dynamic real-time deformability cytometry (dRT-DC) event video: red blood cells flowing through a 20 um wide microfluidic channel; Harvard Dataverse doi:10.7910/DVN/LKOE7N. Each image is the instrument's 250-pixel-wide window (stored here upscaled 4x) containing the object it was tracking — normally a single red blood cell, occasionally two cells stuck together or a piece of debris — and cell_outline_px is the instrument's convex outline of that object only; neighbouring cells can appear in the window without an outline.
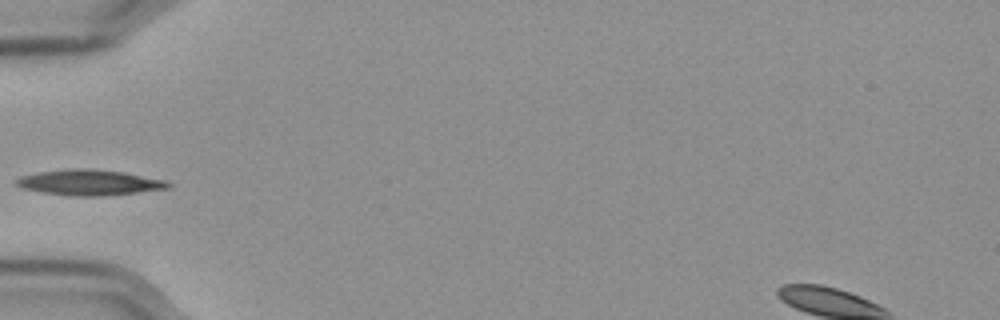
{"species": "Egyptian fruit bat (a non-hibernating species)", "species_latin": "Rousettus aegyptiacus", "temperature_condition": "cold", "stored_images_in_passage": 38, "camera_frame_rate_fps": 3000, "um_per_image_px": 0.085, "frame": {"image": 1, "passage_image": 1, "time_ms": 0.0, "image_size_px": [1000, 320], "cell_outline_px": [[172, 188], [104, 196], [68, 196], [20, 188], [16, 184], [16, 180], [24, 176], [40, 172], [72, 168], [92, 168], [124, 172], [164, 180], [172, 184]], "centroid_in_image_um": [7.64, 15.51], "position_along_channel_um": 77.4, "area_um2": 22.6}}
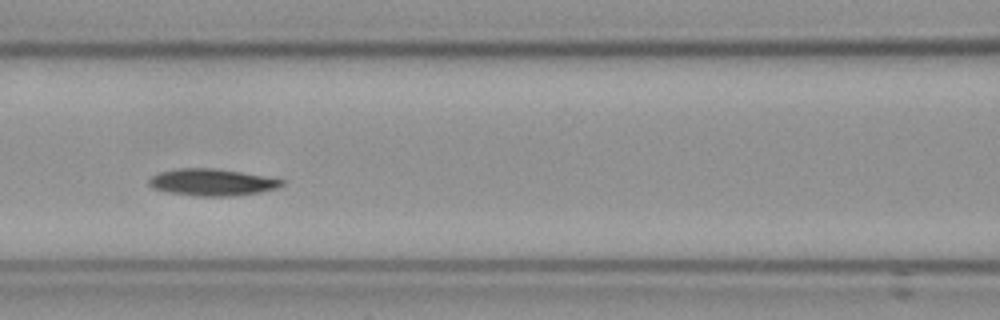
{"frame": {"image": 2, "passage_image": 7, "time_ms": 2.0, "image_size_px": [1000, 320], "cell_outline_px": [[284, 184], [280, 188], [260, 192], [236, 196], [196, 196], [164, 192], [152, 188], [148, 184], [148, 180], [152, 176], [160, 172], [176, 168], [212, 168], [240, 172], [284, 180]], "centroid_in_image_um": [17.99, 15.5], "position_along_channel_um": 148.6, "area_um2": 20.92}}
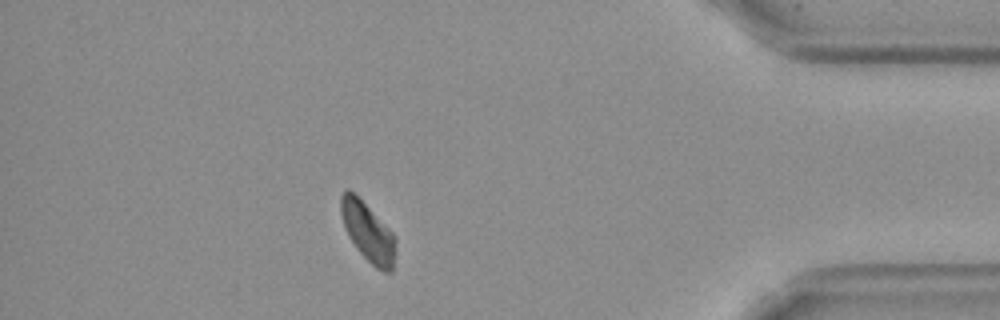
{"frame": {"image": 3, "passage_image": 32, "time_ms": 10.333, "image_size_px": [1000, 320], "cell_outline_px": [[396, 252], [392, 272], [384, 272], [376, 268], [356, 248], [348, 236], [344, 228], [340, 212], [340, 196], [348, 188], [392, 232], [396, 240]], "centroid_in_image_um": [31.27, 19.76], "position_along_channel_um": 403.9, "area_um2": 18.55}}